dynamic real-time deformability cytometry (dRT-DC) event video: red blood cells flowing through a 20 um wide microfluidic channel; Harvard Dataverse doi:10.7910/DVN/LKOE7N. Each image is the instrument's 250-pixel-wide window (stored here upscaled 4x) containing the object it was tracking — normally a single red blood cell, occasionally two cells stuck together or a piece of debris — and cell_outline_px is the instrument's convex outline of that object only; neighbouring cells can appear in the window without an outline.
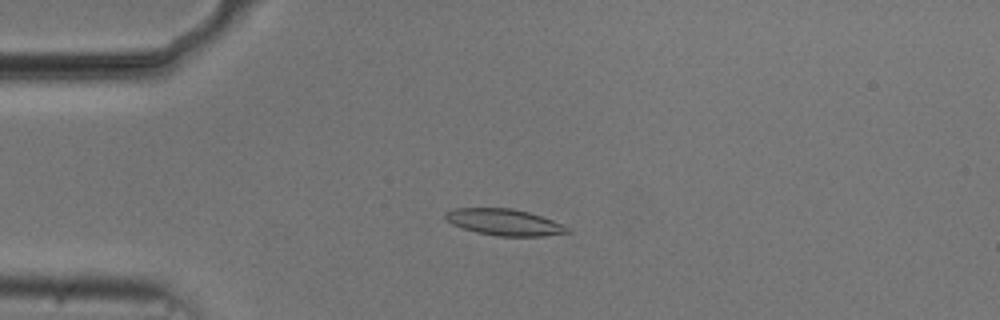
{"species": "common noctule bat (a hibernating species)", "species_latin": "Nyctalus noctula", "temperature_condition": "cold", "stored_images_in_passage": 43, "camera_frame_rate_fps": 3000, "um_per_image_px": 0.085, "animal": {"sex": "male", "body_mass_g": 20.5, "forearm_length_mm": 52.5}, "frame": {"image": 1, "passage_image": 2, "time_ms": 0.333, "image_size_px": [1000, 320], "cell_outline_px": [[572, 232], [544, 236], [500, 236], [476, 232], [452, 224], [444, 216], [444, 212], [456, 208], [512, 208], [528, 212], [552, 220], [572, 228]], "centroid_in_image_um": [42.9, 18.89], "position_along_channel_um": 42.1, "area_um2": 18.73}}
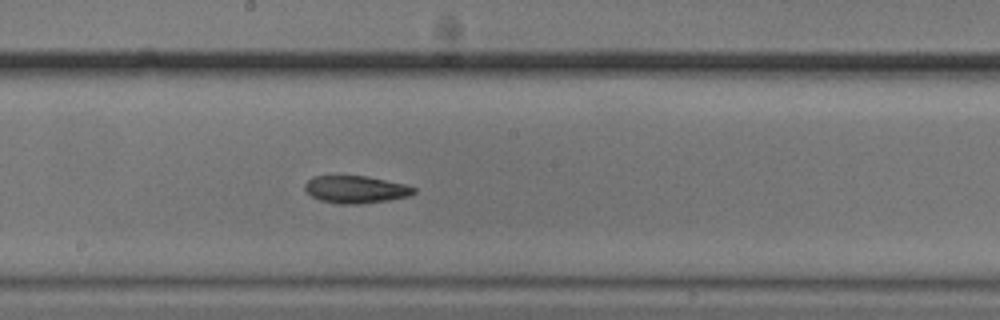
{"frame": {"image": 2, "passage_image": 18, "time_ms": 5.667, "image_size_px": [1000, 320], "cell_outline_px": [[416, 192], [408, 196], [388, 200], [360, 204], [340, 204], [320, 200], [312, 196], [304, 188], [304, 184], [312, 176], [364, 176], [404, 184], [416, 188]], "centroid_in_image_um": [30.22, 16.11], "position_along_channel_um": 218.0, "area_um2": 17.22}}
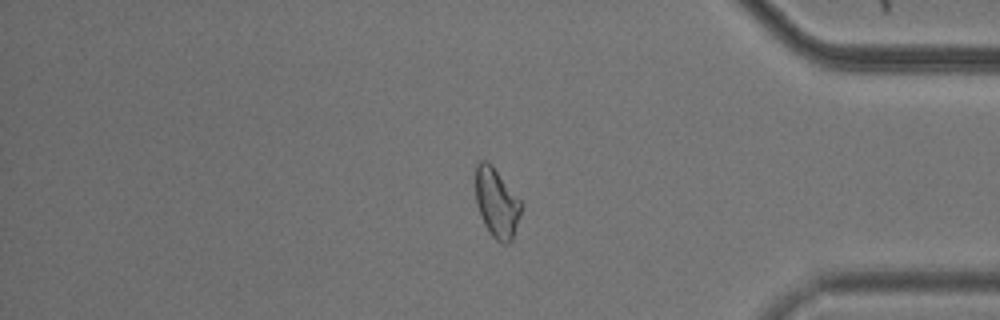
{"frame": {"image": 3, "passage_image": 34, "time_ms": 11.0, "image_size_px": [1000, 320], "cell_outline_px": [[524, 204], [512, 240], [508, 244], [504, 244], [496, 240], [488, 232], [484, 224], [476, 204], [476, 164], [480, 160], [488, 160], [492, 164]], "centroid_in_image_um": [42.23, 17.24], "position_along_channel_um": 393.0, "area_um2": 18.73}, "authors_computed_cell_mechanics": {"area_um2": 18.3804, "velocity_mm_per_s": 3.7262, "shape_relaxation_time_tau1_ms": 3.853, "shape_relaxation_time_tau2_ms": 4.3916, "deformation_change_tau1": 0.1177, "deformation_change_tau2": 0.1118}}